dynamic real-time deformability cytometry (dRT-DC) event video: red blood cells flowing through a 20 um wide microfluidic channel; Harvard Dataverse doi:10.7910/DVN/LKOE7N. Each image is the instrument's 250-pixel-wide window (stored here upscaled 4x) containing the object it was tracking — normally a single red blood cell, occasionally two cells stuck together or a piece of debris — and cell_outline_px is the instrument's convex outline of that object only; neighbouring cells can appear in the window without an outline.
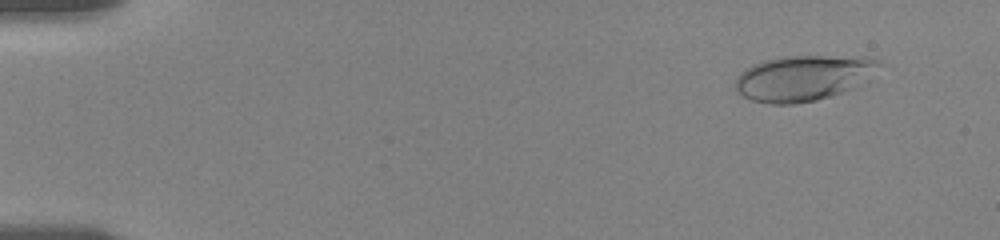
{"species": "human", "species_latin": "Homo sapiens", "temperature_condition": "room temperature", "stored_images_in_passage": 27, "camera_frame_rate_fps": 3000, "um_per_image_px": 0.085, "donor": {"sex": "female"}, "frame": {"image": 1, "passage_image": 5, "time_ms": 1.333, "image_size_px": [1000, 240], "cell_outline_px": [[884, 64], [848, 88], [832, 96], [816, 100], [792, 104], [772, 104], [752, 100], [736, 92], [736, 76], [740, 72], [752, 64], [764, 60], [780, 56], [868, 56], [880, 60]], "centroid_in_image_um": [68.21, 6.6], "position_along_channel_um": 16.8, "area_um2": 37.74}}
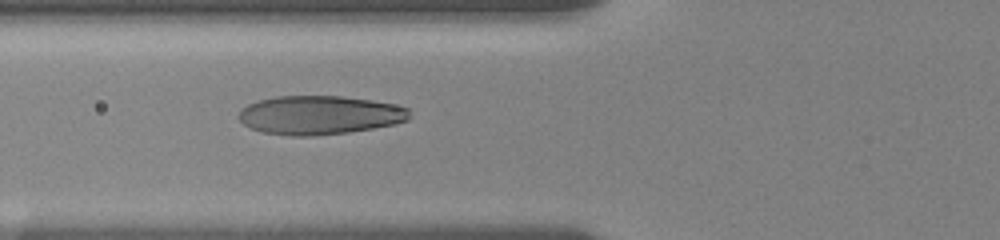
{"frame": {"image": 2, "passage_image": 22, "time_ms": 7.0, "image_size_px": [1000, 240], "cell_outline_px": [[408, 120], [396, 124], [348, 132], [312, 136], [292, 136], [264, 132], [252, 128], [244, 124], [236, 116], [240, 108], [248, 104], [260, 100], [276, 96], [340, 96], [372, 100], [392, 104], [408, 108]], "centroid_in_image_um": [27.12, 9.78], "position_along_channel_um": 98.7, "area_um2": 38.49}}
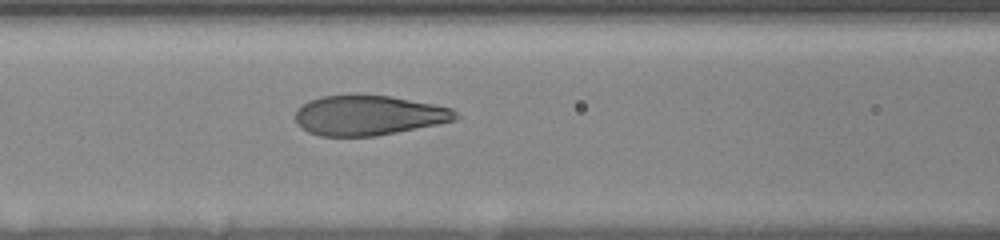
{"frame": {"image": 3, "passage_image": 25, "time_ms": 8.0, "image_size_px": [1000, 240], "cell_outline_px": [[460, 116], [452, 120], [440, 124], [376, 136], [320, 136], [308, 132], [300, 128], [296, 124], [296, 112], [300, 104], [308, 100], [320, 96], [352, 92], [356, 92], [392, 96], [452, 108]], "centroid_in_image_um": [31.27, 9.77], "position_along_channel_um": 135.3, "area_um2": 38.26}}